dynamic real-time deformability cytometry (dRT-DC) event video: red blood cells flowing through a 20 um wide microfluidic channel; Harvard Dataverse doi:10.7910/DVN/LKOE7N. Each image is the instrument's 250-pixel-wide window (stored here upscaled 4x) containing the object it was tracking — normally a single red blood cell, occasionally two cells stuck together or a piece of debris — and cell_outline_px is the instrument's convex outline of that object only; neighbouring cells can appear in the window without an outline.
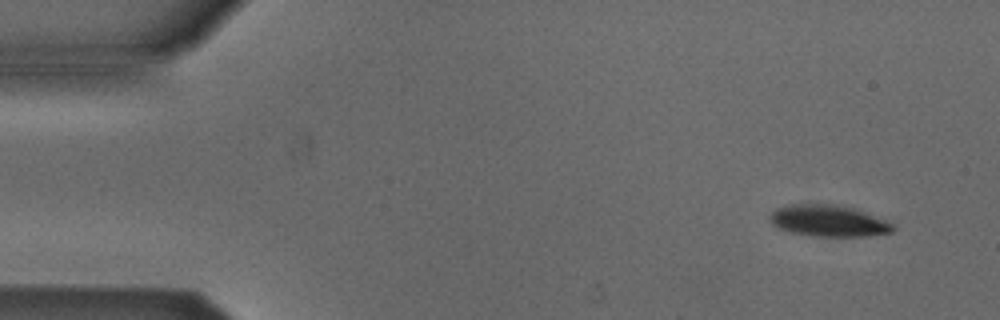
{"species": "Egyptian fruit bat (a non-hibernating species)", "species_latin": "Rousettus aegyptiacus", "temperature_condition": "cold", "stored_images_in_passage": 4, "camera_frame_rate_fps": 3000, "um_per_image_px": 0.085, "animal": {"sex": "male"}, "frame": {"image": 1, "passage_image": 1, "time_ms": 0.0, "image_size_px": [1000, 320], "cell_outline_px": [[896, 228], [892, 232], [868, 236], [812, 236], [792, 232], [780, 228], [772, 224], [768, 216], [776, 208], [792, 204], [836, 204], [856, 208], [884, 220], [892, 224]], "centroid_in_image_um": [70.42, 18.76], "position_along_channel_um": 14.6, "area_um2": 22.54}}
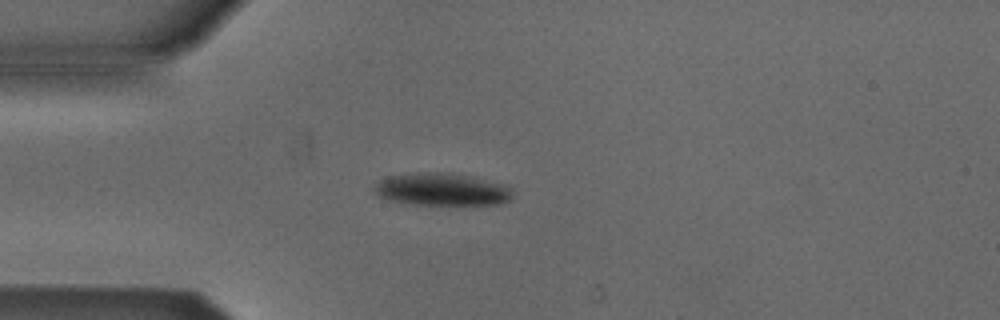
{"frame": {"image": 2, "passage_image": 4, "time_ms": 3.333, "image_size_px": [1000, 320], "cell_outline_px": [[512, 200], [500, 204], [400, 204], [380, 196], [372, 188], [380, 180], [388, 176], [408, 172], [448, 172], [472, 176], [504, 184], [512, 188]], "centroid_in_image_um": [37.56, 16.08], "position_along_channel_um": 47.4, "area_um2": 26.59}}